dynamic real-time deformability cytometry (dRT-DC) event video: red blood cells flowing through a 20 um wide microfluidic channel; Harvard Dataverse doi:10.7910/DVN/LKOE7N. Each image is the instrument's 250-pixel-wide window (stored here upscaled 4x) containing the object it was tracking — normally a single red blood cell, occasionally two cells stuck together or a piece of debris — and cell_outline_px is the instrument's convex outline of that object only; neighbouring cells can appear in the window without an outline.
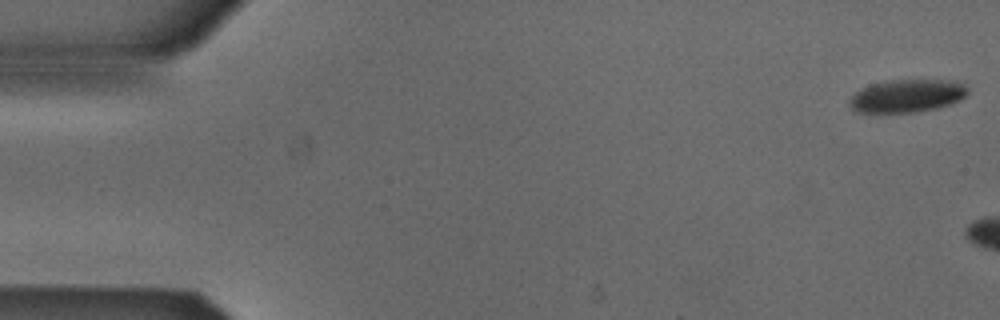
{"species": "Egyptian fruit bat (a non-hibernating species)", "species_latin": "Rousettus aegyptiacus", "temperature_condition": "cold", "stored_images_in_passage": 6, "camera_frame_rate_fps": 3000, "um_per_image_px": 0.085, "animal": {"sex": "male"}, "frame": {"image": 1, "passage_image": 1, "time_ms": 0.0, "image_size_px": [1000, 320], "cell_outline_px": [[968, 92], [960, 100], [952, 104], [936, 108], [916, 112], [856, 112], [848, 104], [848, 100], [860, 88], [872, 84], [892, 80], [940, 80], [964, 84], [968, 88]], "centroid_in_image_um": [77.07, 8.16], "position_along_channel_um": 7.9, "area_um2": 22.48}}